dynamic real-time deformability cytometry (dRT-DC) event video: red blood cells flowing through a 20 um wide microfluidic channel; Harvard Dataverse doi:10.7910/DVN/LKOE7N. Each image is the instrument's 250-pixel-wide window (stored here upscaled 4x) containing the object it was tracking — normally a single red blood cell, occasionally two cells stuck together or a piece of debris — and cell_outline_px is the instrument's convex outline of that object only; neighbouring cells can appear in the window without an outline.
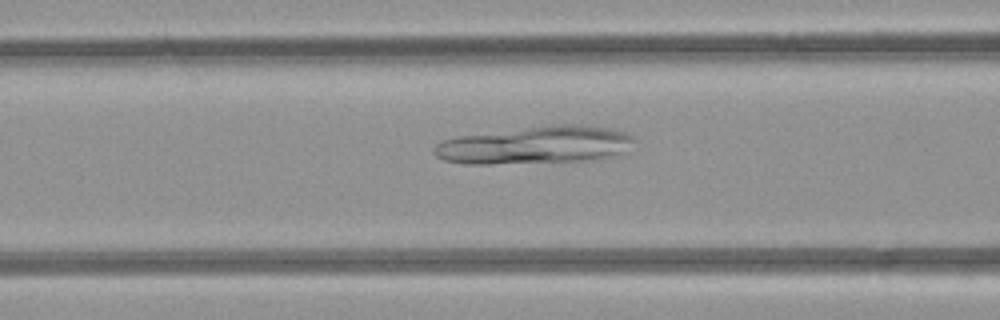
{"species": "common noctule bat (a hibernating species)", "species_latin": "Nyctalus noctula", "temperature_condition": "room temperature", "stored_images_in_passage": 5, "camera_frame_rate_fps": 3000, "um_per_image_px": 0.085, "animal": {"sex": "female", "body_mass_g": 21.9}, "frame": {"image": 1, "passage_image": 4, "time_ms": 3.667, "image_size_px": [1000, 320], "cell_outline_px": [[640, 140], [632, 152], [620, 156], [596, 160], [488, 164], [468, 164], [444, 160], [436, 156], [432, 152], [432, 148], [436, 144], [444, 140], [460, 136], [552, 124], [580, 124], [612, 128], [628, 132]], "centroid_in_image_um": [45.72, 12.33], "position_along_channel_um": 120.9, "area_um2": 45.14}}